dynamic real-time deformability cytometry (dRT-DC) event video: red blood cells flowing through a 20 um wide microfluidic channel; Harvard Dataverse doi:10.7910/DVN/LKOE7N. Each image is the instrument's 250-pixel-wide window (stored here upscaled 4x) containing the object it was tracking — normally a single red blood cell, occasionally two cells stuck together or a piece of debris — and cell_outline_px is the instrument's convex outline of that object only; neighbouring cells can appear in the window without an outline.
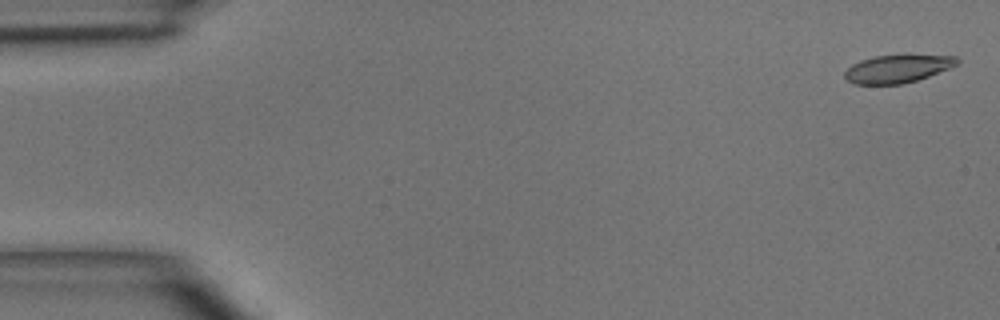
{"species": "common noctule bat (a hibernating species)", "species_latin": "Nyctalus noctula", "temperature_condition": "room temperature", "stored_images_in_passage": 4, "camera_frame_rate_fps": 3000, "um_per_image_px": 0.085, "animal": {"sex": "male", "body_mass_g": 15.6}, "frame": {"image": 1, "passage_image": 1, "time_ms": 0.0, "image_size_px": [1000, 320], "cell_outline_px": [[960, 60], [956, 64], [948, 68], [928, 76], [916, 80], [900, 84], [852, 84], [844, 76], [844, 72], [852, 64], [860, 60], [872, 56], [956, 56]], "centroid_in_image_um": [76.22, 5.86], "position_along_channel_um": 8.8, "area_um2": 17.8}}